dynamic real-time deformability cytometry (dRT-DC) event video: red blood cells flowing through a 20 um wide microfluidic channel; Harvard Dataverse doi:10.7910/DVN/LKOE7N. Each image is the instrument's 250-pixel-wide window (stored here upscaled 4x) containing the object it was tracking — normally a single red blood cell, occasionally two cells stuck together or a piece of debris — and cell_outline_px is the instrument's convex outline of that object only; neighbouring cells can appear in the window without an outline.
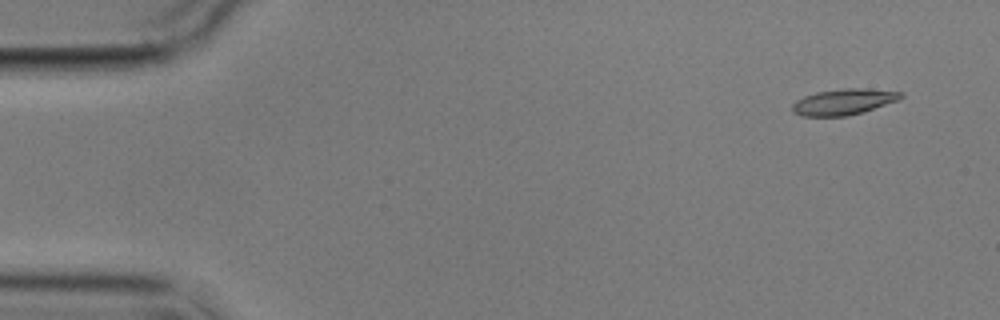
{"species": "common noctule bat (a hibernating species)", "species_latin": "Nyctalus noctula", "temperature_condition": "cold", "stored_images_in_passage": 5, "camera_frame_rate_fps": 3000, "um_per_image_px": 0.085, "animal": {"sex": "male", "body_mass_g": 17.9}, "frame": {"image": 1, "passage_image": 1, "time_ms": 0.0, "image_size_px": [1000, 320], "cell_outline_px": [[904, 96], [900, 100], [864, 112], [844, 116], [800, 116], [792, 112], [792, 104], [796, 100], [804, 96], [816, 92], [844, 88], [868, 88], [904, 92]], "centroid_in_image_um": [71.74, 8.65], "position_along_channel_um": 13.3, "area_um2": 16.7}}
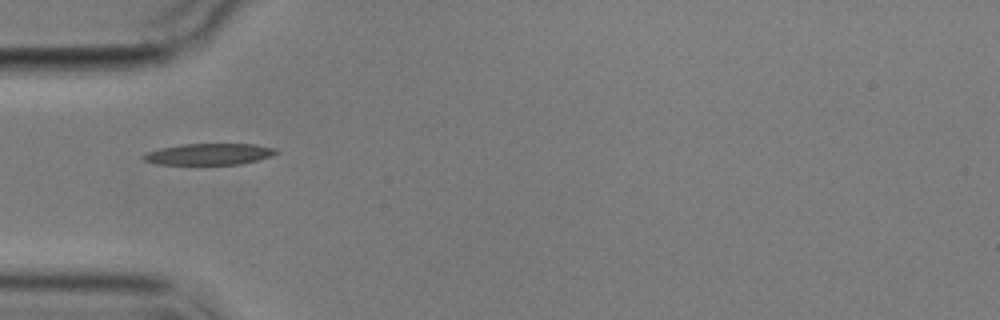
{"frame": {"image": 2, "passage_image": 5, "time_ms": 4.667, "image_size_px": [1000, 320], "cell_outline_px": [[280, 152], [256, 160], [240, 164], [156, 164], [144, 160], [140, 156], [148, 152], [160, 148], [184, 144], [256, 144], [276, 148]], "centroid_in_image_um": [17.76, 13.09], "position_along_channel_um": 67.2, "area_um2": 16.36}}